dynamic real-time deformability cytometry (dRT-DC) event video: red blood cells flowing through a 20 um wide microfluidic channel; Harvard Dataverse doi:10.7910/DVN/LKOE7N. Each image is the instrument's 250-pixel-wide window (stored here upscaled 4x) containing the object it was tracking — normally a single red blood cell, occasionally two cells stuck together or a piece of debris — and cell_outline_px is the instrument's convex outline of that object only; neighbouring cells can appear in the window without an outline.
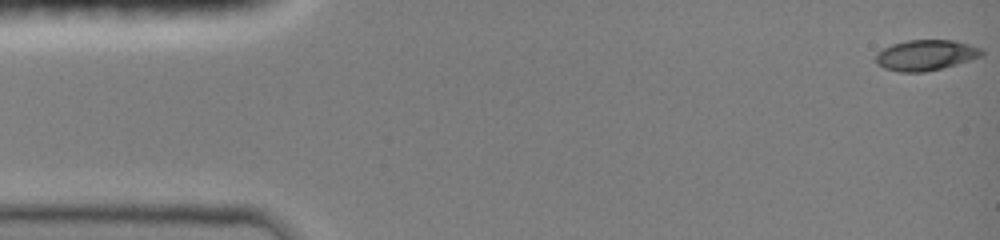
{"species": "common noctule bat (a hibernating species)", "species_latin": "Nyctalus noctula", "temperature_condition": "room temperature", "stored_images_in_passage": 10, "camera_frame_rate_fps": 3000, "um_per_image_px": 0.085, "animal": {"sex": "female", "body_mass_g": 19.0, "forearm_length_mm": 51.5}, "frame": {"image": 1, "passage_image": 1, "time_ms": 0.0, "image_size_px": [1000, 240], "cell_outline_px": [[984, 56], [956, 64], [924, 72], [900, 72], [884, 68], [876, 60], [876, 52], [892, 44], [908, 40], [952, 40], [968, 44], [980, 48], [984, 52]], "centroid_in_image_um": [78.7, 4.68], "position_along_channel_um": 6.3, "area_um2": 18.73}}
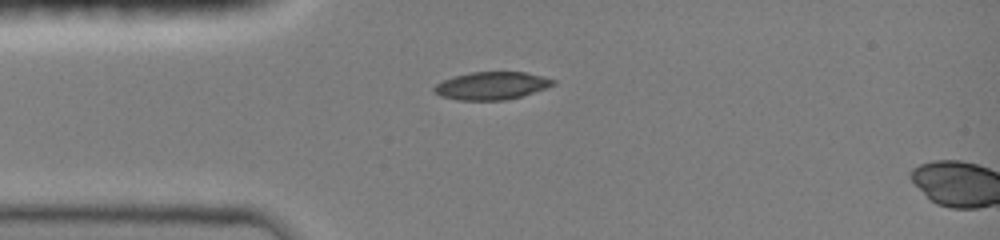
{"frame": {"image": 2, "passage_image": 8, "time_ms": 3.667, "image_size_px": [1000, 240], "cell_outline_px": [[556, 84], [520, 96], [504, 100], [456, 100], [440, 96], [432, 88], [436, 84], [444, 80], [456, 76], [472, 72], [524, 72], [556, 80]], "centroid_in_image_um": [41.76, 7.29], "position_along_channel_um": 43.2, "area_um2": 18.9}}